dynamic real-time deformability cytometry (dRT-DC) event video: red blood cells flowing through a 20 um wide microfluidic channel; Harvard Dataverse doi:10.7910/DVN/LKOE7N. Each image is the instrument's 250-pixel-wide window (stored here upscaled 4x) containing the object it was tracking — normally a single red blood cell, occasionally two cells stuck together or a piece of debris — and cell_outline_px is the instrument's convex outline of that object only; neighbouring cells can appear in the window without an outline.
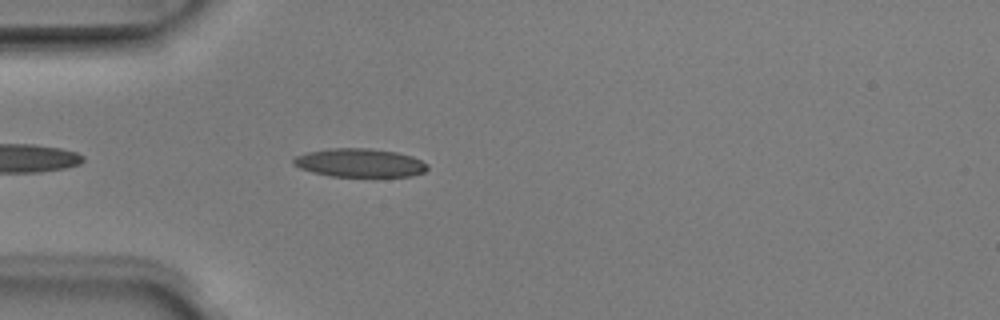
{"species": "Egyptian fruit bat (a non-hibernating species)", "species_latin": "Rousettus aegyptiacus", "temperature_condition": "room temperature", "stored_images_in_passage": 4, "camera_frame_rate_fps": 3000, "um_per_image_px": 0.085, "animal": {"sex": "male"}, "frame": {"image": 1, "passage_image": 4, "time_ms": 1.0, "image_size_px": [1000, 320], "cell_outline_px": [[428, 168], [424, 172], [412, 176], [332, 176], [312, 172], [300, 168], [292, 164], [292, 160], [296, 156], [308, 152], [328, 148], [368, 148], [396, 152], [412, 156], [428, 164]], "centroid_in_image_um": [30.57, 13.83], "position_along_channel_um": 54.4, "area_um2": 22.2}}